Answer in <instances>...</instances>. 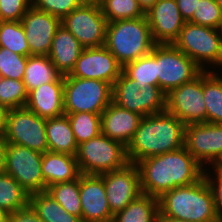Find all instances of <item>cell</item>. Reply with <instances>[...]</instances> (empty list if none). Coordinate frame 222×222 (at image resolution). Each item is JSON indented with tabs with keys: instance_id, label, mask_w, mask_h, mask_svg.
I'll use <instances>...</instances> for the list:
<instances>
[{
	"instance_id": "obj_45",
	"label": "cell",
	"mask_w": 222,
	"mask_h": 222,
	"mask_svg": "<svg viewBox=\"0 0 222 222\" xmlns=\"http://www.w3.org/2000/svg\"><path fill=\"white\" fill-rule=\"evenodd\" d=\"M140 8L143 10L144 13H147L148 10L152 8V6L158 1V0H137Z\"/></svg>"
},
{
	"instance_id": "obj_43",
	"label": "cell",
	"mask_w": 222,
	"mask_h": 222,
	"mask_svg": "<svg viewBox=\"0 0 222 222\" xmlns=\"http://www.w3.org/2000/svg\"><path fill=\"white\" fill-rule=\"evenodd\" d=\"M7 141L4 136H0V174L4 173L5 156H6Z\"/></svg>"
},
{
	"instance_id": "obj_2",
	"label": "cell",
	"mask_w": 222,
	"mask_h": 222,
	"mask_svg": "<svg viewBox=\"0 0 222 222\" xmlns=\"http://www.w3.org/2000/svg\"><path fill=\"white\" fill-rule=\"evenodd\" d=\"M185 124L172 113L162 111L144 116L126 146L129 163L162 155L184 147Z\"/></svg>"
},
{
	"instance_id": "obj_6",
	"label": "cell",
	"mask_w": 222,
	"mask_h": 222,
	"mask_svg": "<svg viewBox=\"0 0 222 222\" xmlns=\"http://www.w3.org/2000/svg\"><path fill=\"white\" fill-rule=\"evenodd\" d=\"M173 44L203 71L209 70L210 65L222 68V41L218 29L185 22Z\"/></svg>"
},
{
	"instance_id": "obj_20",
	"label": "cell",
	"mask_w": 222,
	"mask_h": 222,
	"mask_svg": "<svg viewBox=\"0 0 222 222\" xmlns=\"http://www.w3.org/2000/svg\"><path fill=\"white\" fill-rule=\"evenodd\" d=\"M142 118L112 101L101 114V133L127 146Z\"/></svg>"
},
{
	"instance_id": "obj_33",
	"label": "cell",
	"mask_w": 222,
	"mask_h": 222,
	"mask_svg": "<svg viewBox=\"0 0 222 222\" xmlns=\"http://www.w3.org/2000/svg\"><path fill=\"white\" fill-rule=\"evenodd\" d=\"M65 114L68 116L78 145L97 137L101 133V114L89 112Z\"/></svg>"
},
{
	"instance_id": "obj_42",
	"label": "cell",
	"mask_w": 222,
	"mask_h": 222,
	"mask_svg": "<svg viewBox=\"0 0 222 222\" xmlns=\"http://www.w3.org/2000/svg\"><path fill=\"white\" fill-rule=\"evenodd\" d=\"M200 0H176L179 11L185 20V22H189L192 17L195 9L197 8Z\"/></svg>"
},
{
	"instance_id": "obj_47",
	"label": "cell",
	"mask_w": 222,
	"mask_h": 222,
	"mask_svg": "<svg viewBox=\"0 0 222 222\" xmlns=\"http://www.w3.org/2000/svg\"><path fill=\"white\" fill-rule=\"evenodd\" d=\"M81 5L101 6L105 0H79Z\"/></svg>"
},
{
	"instance_id": "obj_51",
	"label": "cell",
	"mask_w": 222,
	"mask_h": 222,
	"mask_svg": "<svg viewBox=\"0 0 222 222\" xmlns=\"http://www.w3.org/2000/svg\"><path fill=\"white\" fill-rule=\"evenodd\" d=\"M217 166L222 170V160L217 164Z\"/></svg>"
},
{
	"instance_id": "obj_26",
	"label": "cell",
	"mask_w": 222,
	"mask_h": 222,
	"mask_svg": "<svg viewBox=\"0 0 222 222\" xmlns=\"http://www.w3.org/2000/svg\"><path fill=\"white\" fill-rule=\"evenodd\" d=\"M158 199L142 193L122 211L117 212L112 222H157Z\"/></svg>"
},
{
	"instance_id": "obj_22",
	"label": "cell",
	"mask_w": 222,
	"mask_h": 222,
	"mask_svg": "<svg viewBox=\"0 0 222 222\" xmlns=\"http://www.w3.org/2000/svg\"><path fill=\"white\" fill-rule=\"evenodd\" d=\"M83 50V46L73 34L60 25L52 40L48 56L54 66L65 76L74 69L76 61Z\"/></svg>"
},
{
	"instance_id": "obj_11",
	"label": "cell",
	"mask_w": 222,
	"mask_h": 222,
	"mask_svg": "<svg viewBox=\"0 0 222 222\" xmlns=\"http://www.w3.org/2000/svg\"><path fill=\"white\" fill-rule=\"evenodd\" d=\"M43 153L7 143L4 173L11 175L29 194L45 191L42 176Z\"/></svg>"
},
{
	"instance_id": "obj_31",
	"label": "cell",
	"mask_w": 222,
	"mask_h": 222,
	"mask_svg": "<svg viewBox=\"0 0 222 222\" xmlns=\"http://www.w3.org/2000/svg\"><path fill=\"white\" fill-rule=\"evenodd\" d=\"M70 214L81 219V199L79 177L68 182H60L49 186L46 190Z\"/></svg>"
},
{
	"instance_id": "obj_7",
	"label": "cell",
	"mask_w": 222,
	"mask_h": 222,
	"mask_svg": "<svg viewBox=\"0 0 222 222\" xmlns=\"http://www.w3.org/2000/svg\"><path fill=\"white\" fill-rule=\"evenodd\" d=\"M113 86L97 79L64 77L65 113L102 114L112 102Z\"/></svg>"
},
{
	"instance_id": "obj_16",
	"label": "cell",
	"mask_w": 222,
	"mask_h": 222,
	"mask_svg": "<svg viewBox=\"0 0 222 222\" xmlns=\"http://www.w3.org/2000/svg\"><path fill=\"white\" fill-rule=\"evenodd\" d=\"M122 69L123 67L117 62L114 55L103 45L84 48L76 61L74 69L64 77L97 79L113 86Z\"/></svg>"
},
{
	"instance_id": "obj_41",
	"label": "cell",
	"mask_w": 222,
	"mask_h": 222,
	"mask_svg": "<svg viewBox=\"0 0 222 222\" xmlns=\"http://www.w3.org/2000/svg\"><path fill=\"white\" fill-rule=\"evenodd\" d=\"M7 222H43L30 205L8 214Z\"/></svg>"
},
{
	"instance_id": "obj_36",
	"label": "cell",
	"mask_w": 222,
	"mask_h": 222,
	"mask_svg": "<svg viewBox=\"0 0 222 222\" xmlns=\"http://www.w3.org/2000/svg\"><path fill=\"white\" fill-rule=\"evenodd\" d=\"M27 56L0 47V75L2 78L23 80Z\"/></svg>"
},
{
	"instance_id": "obj_1",
	"label": "cell",
	"mask_w": 222,
	"mask_h": 222,
	"mask_svg": "<svg viewBox=\"0 0 222 222\" xmlns=\"http://www.w3.org/2000/svg\"><path fill=\"white\" fill-rule=\"evenodd\" d=\"M140 174L141 192L160 198L171 189L198 182L205 168L182 147L136 163Z\"/></svg>"
},
{
	"instance_id": "obj_5",
	"label": "cell",
	"mask_w": 222,
	"mask_h": 222,
	"mask_svg": "<svg viewBox=\"0 0 222 222\" xmlns=\"http://www.w3.org/2000/svg\"><path fill=\"white\" fill-rule=\"evenodd\" d=\"M75 157L82 174L100 175L119 170L129 163L126 146L102 133L79 144Z\"/></svg>"
},
{
	"instance_id": "obj_30",
	"label": "cell",
	"mask_w": 222,
	"mask_h": 222,
	"mask_svg": "<svg viewBox=\"0 0 222 222\" xmlns=\"http://www.w3.org/2000/svg\"><path fill=\"white\" fill-rule=\"evenodd\" d=\"M29 205V194L9 174H0V208L7 213L24 209Z\"/></svg>"
},
{
	"instance_id": "obj_48",
	"label": "cell",
	"mask_w": 222,
	"mask_h": 222,
	"mask_svg": "<svg viewBox=\"0 0 222 222\" xmlns=\"http://www.w3.org/2000/svg\"><path fill=\"white\" fill-rule=\"evenodd\" d=\"M8 214L9 213L0 208V222H7Z\"/></svg>"
},
{
	"instance_id": "obj_40",
	"label": "cell",
	"mask_w": 222,
	"mask_h": 222,
	"mask_svg": "<svg viewBox=\"0 0 222 222\" xmlns=\"http://www.w3.org/2000/svg\"><path fill=\"white\" fill-rule=\"evenodd\" d=\"M212 169L214 171V174L210 173L206 167L204 171V176L213 191L216 214L220 222H222V170L217 165L212 166Z\"/></svg>"
},
{
	"instance_id": "obj_24",
	"label": "cell",
	"mask_w": 222,
	"mask_h": 222,
	"mask_svg": "<svg viewBox=\"0 0 222 222\" xmlns=\"http://www.w3.org/2000/svg\"><path fill=\"white\" fill-rule=\"evenodd\" d=\"M48 151L76 155L78 144L66 114L46 119Z\"/></svg>"
},
{
	"instance_id": "obj_9",
	"label": "cell",
	"mask_w": 222,
	"mask_h": 222,
	"mask_svg": "<svg viewBox=\"0 0 222 222\" xmlns=\"http://www.w3.org/2000/svg\"><path fill=\"white\" fill-rule=\"evenodd\" d=\"M158 87L170 90L192 81L203 70L174 44H156Z\"/></svg>"
},
{
	"instance_id": "obj_34",
	"label": "cell",
	"mask_w": 222,
	"mask_h": 222,
	"mask_svg": "<svg viewBox=\"0 0 222 222\" xmlns=\"http://www.w3.org/2000/svg\"><path fill=\"white\" fill-rule=\"evenodd\" d=\"M28 93L23 80L2 78L0 81V107L11 110L26 106Z\"/></svg>"
},
{
	"instance_id": "obj_17",
	"label": "cell",
	"mask_w": 222,
	"mask_h": 222,
	"mask_svg": "<svg viewBox=\"0 0 222 222\" xmlns=\"http://www.w3.org/2000/svg\"><path fill=\"white\" fill-rule=\"evenodd\" d=\"M79 189L82 222H112V214L106 196L103 177L96 174H80Z\"/></svg>"
},
{
	"instance_id": "obj_3",
	"label": "cell",
	"mask_w": 222,
	"mask_h": 222,
	"mask_svg": "<svg viewBox=\"0 0 222 222\" xmlns=\"http://www.w3.org/2000/svg\"><path fill=\"white\" fill-rule=\"evenodd\" d=\"M159 202V214L189 222H220L214 194L205 176L198 182L171 189Z\"/></svg>"
},
{
	"instance_id": "obj_29",
	"label": "cell",
	"mask_w": 222,
	"mask_h": 222,
	"mask_svg": "<svg viewBox=\"0 0 222 222\" xmlns=\"http://www.w3.org/2000/svg\"><path fill=\"white\" fill-rule=\"evenodd\" d=\"M122 71L132 80L140 89L148 84L158 86V75L156 70V44L152 51L140 57L135 61L127 63Z\"/></svg>"
},
{
	"instance_id": "obj_25",
	"label": "cell",
	"mask_w": 222,
	"mask_h": 222,
	"mask_svg": "<svg viewBox=\"0 0 222 222\" xmlns=\"http://www.w3.org/2000/svg\"><path fill=\"white\" fill-rule=\"evenodd\" d=\"M54 81H64V76L54 66L48 55L28 56L23 77L27 93L42 84Z\"/></svg>"
},
{
	"instance_id": "obj_44",
	"label": "cell",
	"mask_w": 222,
	"mask_h": 222,
	"mask_svg": "<svg viewBox=\"0 0 222 222\" xmlns=\"http://www.w3.org/2000/svg\"><path fill=\"white\" fill-rule=\"evenodd\" d=\"M6 114L7 110L0 107V136L5 135Z\"/></svg>"
},
{
	"instance_id": "obj_12",
	"label": "cell",
	"mask_w": 222,
	"mask_h": 222,
	"mask_svg": "<svg viewBox=\"0 0 222 222\" xmlns=\"http://www.w3.org/2000/svg\"><path fill=\"white\" fill-rule=\"evenodd\" d=\"M107 24L101 8L94 5H80L61 19V25L73 34L83 48L103 46Z\"/></svg>"
},
{
	"instance_id": "obj_49",
	"label": "cell",
	"mask_w": 222,
	"mask_h": 222,
	"mask_svg": "<svg viewBox=\"0 0 222 222\" xmlns=\"http://www.w3.org/2000/svg\"><path fill=\"white\" fill-rule=\"evenodd\" d=\"M218 31H219V35H220V38H221V41H222V21L220 22V25L218 27Z\"/></svg>"
},
{
	"instance_id": "obj_10",
	"label": "cell",
	"mask_w": 222,
	"mask_h": 222,
	"mask_svg": "<svg viewBox=\"0 0 222 222\" xmlns=\"http://www.w3.org/2000/svg\"><path fill=\"white\" fill-rule=\"evenodd\" d=\"M4 137L7 143L41 153L48 151L46 119L26 107L7 110Z\"/></svg>"
},
{
	"instance_id": "obj_21",
	"label": "cell",
	"mask_w": 222,
	"mask_h": 222,
	"mask_svg": "<svg viewBox=\"0 0 222 222\" xmlns=\"http://www.w3.org/2000/svg\"><path fill=\"white\" fill-rule=\"evenodd\" d=\"M64 81L42 84L28 93L26 108L39 117L51 119L65 114Z\"/></svg>"
},
{
	"instance_id": "obj_13",
	"label": "cell",
	"mask_w": 222,
	"mask_h": 222,
	"mask_svg": "<svg viewBox=\"0 0 222 222\" xmlns=\"http://www.w3.org/2000/svg\"><path fill=\"white\" fill-rule=\"evenodd\" d=\"M166 111L175 115L185 125L206 122L203 71L192 81L166 94Z\"/></svg>"
},
{
	"instance_id": "obj_27",
	"label": "cell",
	"mask_w": 222,
	"mask_h": 222,
	"mask_svg": "<svg viewBox=\"0 0 222 222\" xmlns=\"http://www.w3.org/2000/svg\"><path fill=\"white\" fill-rule=\"evenodd\" d=\"M214 70L203 71V96L206 122L222 124V76Z\"/></svg>"
},
{
	"instance_id": "obj_14",
	"label": "cell",
	"mask_w": 222,
	"mask_h": 222,
	"mask_svg": "<svg viewBox=\"0 0 222 222\" xmlns=\"http://www.w3.org/2000/svg\"><path fill=\"white\" fill-rule=\"evenodd\" d=\"M184 147L204 168L216 166L222 160V124L186 125Z\"/></svg>"
},
{
	"instance_id": "obj_4",
	"label": "cell",
	"mask_w": 222,
	"mask_h": 222,
	"mask_svg": "<svg viewBox=\"0 0 222 222\" xmlns=\"http://www.w3.org/2000/svg\"><path fill=\"white\" fill-rule=\"evenodd\" d=\"M155 44L146 16L107 24L104 46L122 67L149 54Z\"/></svg>"
},
{
	"instance_id": "obj_8",
	"label": "cell",
	"mask_w": 222,
	"mask_h": 222,
	"mask_svg": "<svg viewBox=\"0 0 222 222\" xmlns=\"http://www.w3.org/2000/svg\"><path fill=\"white\" fill-rule=\"evenodd\" d=\"M112 101L143 117L166 110V94L160 87L148 84L140 89L123 71L113 84Z\"/></svg>"
},
{
	"instance_id": "obj_37",
	"label": "cell",
	"mask_w": 222,
	"mask_h": 222,
	"mask_svg": "<svg viewBox=\"0 0 222 222\" xmlns=\"http://www.w3.org/2000/svg\"><path fill=\"white\" fill-rule=\"evenodd\" d=\"M191 23L218 29L222 21V11L215 0H200Z\"/></svg>"
},
{
	"instance_id": "obj_28",
	"label": "cell",
	"mask_w": 222,
	"mask_h": 222,
	"mask_svg": "<svg viewBox=\"0 0 222 222\" xmlns=\"http://www.w3.org/2000/svg\"><path fill=\"white\" fill-rule=\"evenodd\" d=\"M29 205L43 222H82L68 213L47 191L29 195Z\"/></svg>"
},
{
	"instance_id": "obj_39",
	"label": "cell",
	"mask_w": 222,
	"mask_h": 222,
	"mask_svg": "<svg viewBox=\"0 0 222 222\" xmlns=\"http://www.w3.org/2000/svg\"><path fill=\"white\" fill-rule=\"evenodd\" d=\"M32 6V0H0L1 21H21Z\"/></svg>"
},
{
	"instance_id": "obj_32",
	"label": "cell",
	"mask_w": 222,
	"mask_h": 222,
	"mask_svg": "<svg viewBox=\"0 0 222 222\" xmlns=\"http://www.w3.org/2000/svg\"><path fill=\"white\" fill-rule=\"evenodd\" d=\"M0 47L22 56H30V47L21 21H0Z\"/></svg>"
},
{
	"instance_id": "obj_23",
	"label": "cell",
	"mask_w": 222,
	"mask_h": 222,
	"mask_svg": "<svg viewBox=\"0 0 222 222\" xmlns=\"http://www.w3.org/2000/svg\"><path fill=\"white\" fill-rule=\"evenodd\" d=\"M41 171L45 191L53 184L75 180L81 174L74 155L50 151L42 155Z\"/></svg>"
},
{
	"instance_id": "obj_15",
	"label": "cell",
	"mask_w": 222,
	"mask_h": 222,
	"mask_svg": "<svg viewBox=\"0 0 222 222\" xmlns=\"http://www.w3.org/2000/svg\"><path fill=\"white\" fill-rule=\"evenodd\" d=\"M103 177L109 208L113 215L122 211L142 194L140 174L136 164L100 174Z\"/></svg>"
},
{
	"instance_id": "obj_38",
	"label": "cell",
	"mask_w": 222,
	"mask_h": 222,
	"mask_svg": "<svg viewBox=\"0 0 222 222\" xmlns=\"http://www.w3.org/2000/svg\"><path fill=\"white\" fill-rule=\"evenodd\" d=\"M79 0H32V6L60 19L80 6Z\"/></svg>"
},
{
	"instance_id": "obj_46",
	"label": "cell",
	"mask_w": 222,
	"mask_h": 222,
	"mask_svg": "<svg viewBox=\"0 0 222 222\" xmlns=\"http://www.w3.org/2000/svg\"><path fill=\"white\" fill-rule=\"evenodd\" d=\"M157 222H189L187 220H180L172 217L162 216L158 214Z\"/></svg>"
},
{
	"instance_id": "obj_18",
	"label": "cell",
	"mask_w": 222,
	"mask_h": 222,
	"mask_svg": "<svg viewBox=\"0 0 222 222\" xmlns=\"http://www.w3.org/2000/svg\"><path fill=\"white\" fill-rule=\"evenodd\" d=\"M30 55H48L61 19L31 6L21 19Z\"/></svg>"
},
{
	"instance_id": "obj_19",
	"label": "cell",
	"mask_w": 222,
	"mask_h": 222,
	"mask_svg": "<svg viewBox=\"0 0 222 222\" xmlns=\"http://www.w3.org/2000/svg\"><path fill=\"white\" fill-rule=\"evenodd\" d=\"M145 16L156 44H173L185 24L176 0H158Z\"/></svg>"
},
{
	"instance_id": "obj_50",
	"label": "cell",
	"mask_w": 222,
	"mask_h": 222,
	"mask_svg": "<svg viewBox=\"0 0 222 222\" xmlns=\"http://www.w3.org/2000/svg\"><path fill=\"white\" fill-rule=\"evenodd\" d=\"M215 1L219 5V7L221 8V11H222V0H215Z\"/></svg>"
},
{
	"instance_id": "obj_35",
	"label": "cell",
	"mask_w": 222,
	"mask_h": 222,
	"mask_svg": "<svg viewBox=\"0 0 222 222\" xmlns=\"http://www.w3.org/2000/svg\"><path fill=\"white\" fill-rule=\"evenodd\" d=\"M100 8L108 23L145 16L137 0H105Z\"/></svg>"
}]
</instances>
